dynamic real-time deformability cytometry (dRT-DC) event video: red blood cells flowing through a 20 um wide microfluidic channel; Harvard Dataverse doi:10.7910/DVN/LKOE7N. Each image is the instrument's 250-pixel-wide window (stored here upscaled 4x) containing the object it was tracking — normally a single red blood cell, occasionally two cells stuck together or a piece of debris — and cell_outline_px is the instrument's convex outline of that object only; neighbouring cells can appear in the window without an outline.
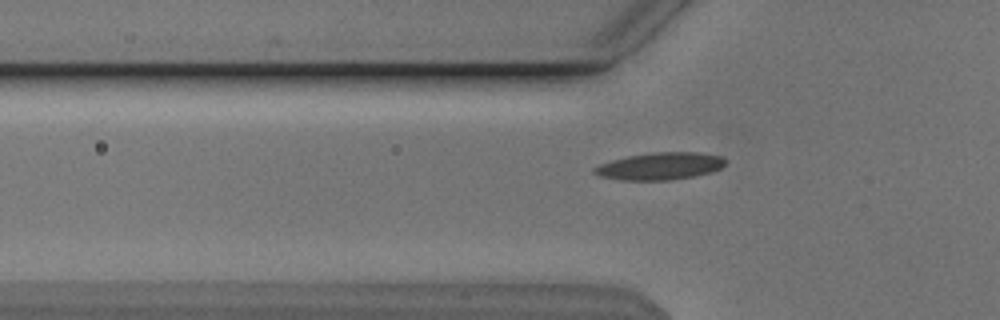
{"species": "Egyptian fruit bat (a non-hibernating species)", "species_latin": "Rousettus aegyptiacus", "temperature_condition": "cold", "stored_images_in_passage": 42, "camera_frame_rate_fps": 3000, "um_per_image_px": 0.085, "animal": {"sex": "male"}, "frame": {"image": 1, "passage_image": 7, "time_ms": 2.0, "image_size_px": [1000, 320], "cell_outline_px": [[728, 160], [720, 168], [712, 172], [692, 176], [668, 180], [620, 180], [600, 176], [592, 172], [592, 168], [600, 164], [612, 160], [628, 156], [656, 152], [696, 152], [720, 156]], "centroid_in_image_um": [56.08, 14.12], "position_along_channel_um": 69.7, "area_um2": 20.69}}
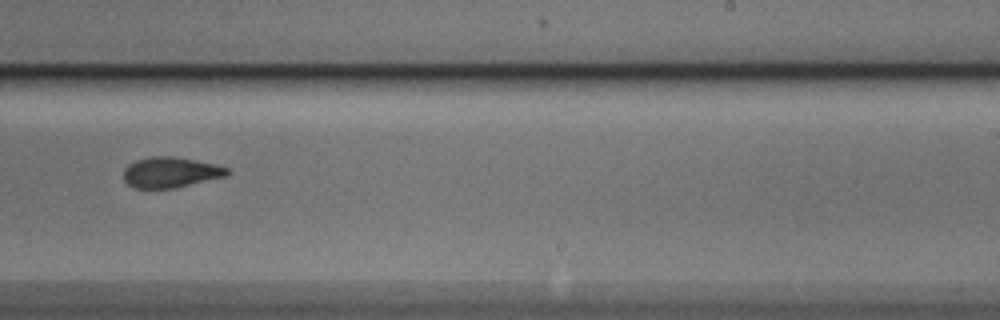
{"frame": {"image": 2, "passage_image": 23, "time_ms": 7.333, "image_size_px": [1000, 320], "cell_outline_px": [[228, 172], [224, 176], [172, 188], [132, 188], [124, 180], [124, 168], [128, 164], [136, 160], [152, 156], [172, 156], [212, 164], [228, 168]], "centroid_in_image_um": [14.4, 14.65], "position_along_channel_um": 274.6, "area_um2": 17.98}}
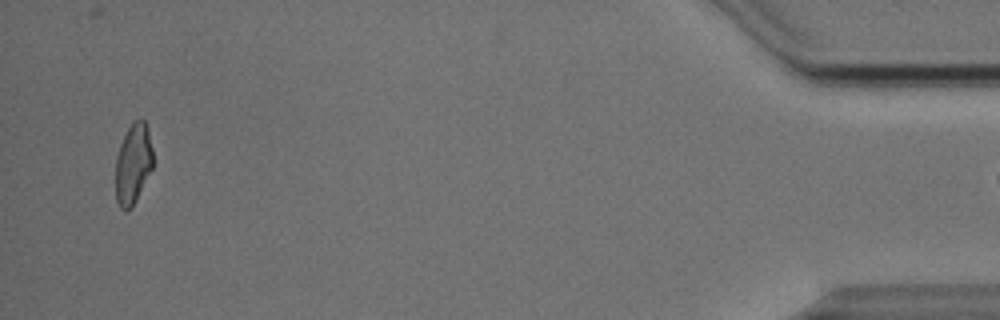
{"frame": {"image": 3, "passage_image": 41, "time_ms": 13.333, "image_size_px": [1000, 320], "cell_outline_px": [[152, 168], [132, 208], [124, 212], [120, 208], [116, 200], [116, 156], [120, 144], [132, 120], [144, 120], [148, 128], [152, 148]], "centroid_in_image_um": [11.3, 13.94], "position_along_channel_um": 423.9, "area_um2": 17.51}}